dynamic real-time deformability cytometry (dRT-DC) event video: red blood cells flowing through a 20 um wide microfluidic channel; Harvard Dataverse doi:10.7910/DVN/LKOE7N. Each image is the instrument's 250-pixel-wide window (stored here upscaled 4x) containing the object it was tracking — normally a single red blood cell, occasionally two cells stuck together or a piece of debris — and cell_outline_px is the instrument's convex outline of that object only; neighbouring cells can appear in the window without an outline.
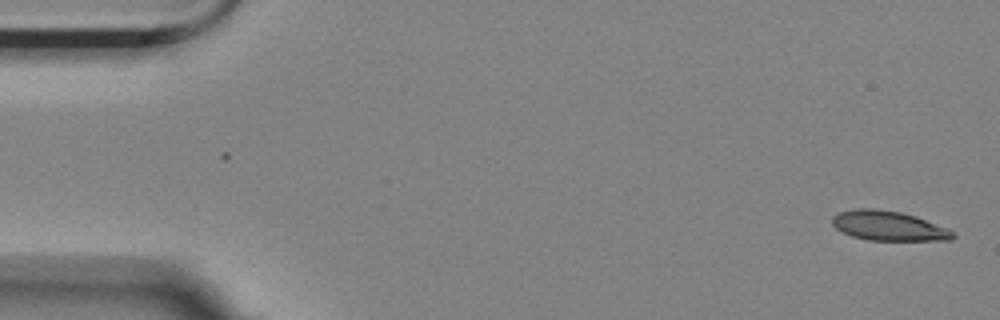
{"species": "Egyptian fruit bat (a non-hibernating species)", "species_latin": "Rousettus aegyptiacus", "temperature_condition": "room temperature", "stored_images_in_passage": 2, "camera_frame_rate_fps": 3000, "um_per_image_px": 0.085, "animal": {"sex": "female"}, "frame": {"image": 1, "passage_image": 2, "time_ms": 0.333, "image_size_px": [1000, 320], "cell_outline_px": [[956, 236], [952, 240], [868, 240], [852, 236], [836, 228], [832, 224], [832, 216], [840, 212], [852, 208], [872, 208], [900, 212], [916, 216], [948, 228], [956, 232]], "centroid_in_image_um": [75.55, 19.19], "position_along_channel_um": 9.4, "area_um2": 20.92}}